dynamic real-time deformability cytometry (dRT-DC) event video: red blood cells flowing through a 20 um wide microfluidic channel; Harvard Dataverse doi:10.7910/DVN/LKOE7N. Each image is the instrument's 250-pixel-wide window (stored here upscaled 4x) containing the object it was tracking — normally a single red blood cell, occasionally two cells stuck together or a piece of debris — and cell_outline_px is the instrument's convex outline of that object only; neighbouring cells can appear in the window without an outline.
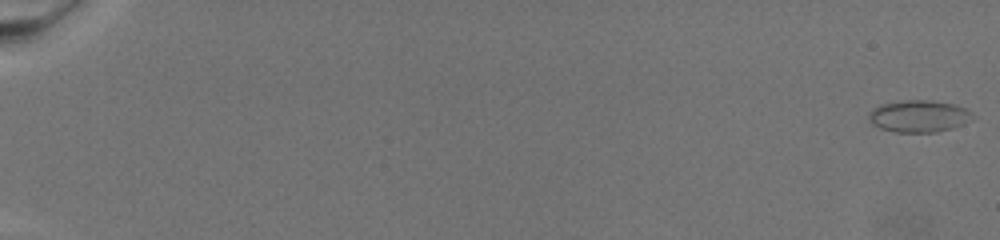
{"species": "common noctule bat (a hibernating species)", "species_latin": "Nyctalus noctula", "temperature_condition": "warm", "stored_images_in_passage": 74, "camera_frame_rate_fps": 3000, "um_per_image_px": 0.085, "animal": {"sex": "female", "body_mass_g": 19.5, "forearm_length_mm": 54.1}, "frame": {"image": 1, "passage_image": 1, "time_ms": 0.0, "image_size_px": [1000, 240], "cell_outline_px": [[976, 116], [972, 120], [952, 128], [936, 132], [896, 132], [880, 128], [872, 124], [868, 120], [868, 112], [880, 104], [904, 100], [932, 100], [952, 104], [964, 108], [972, 112]], "centroid_in_image_um": [78.09, 9.87], "position_along_channel_um": 6.9, "area_um2": 19.48}}
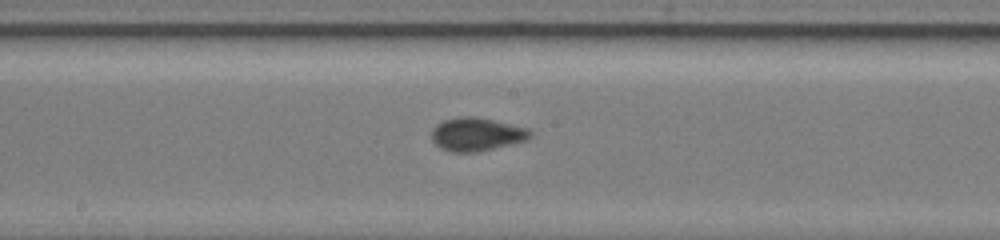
{"frame": {"image": 2, "passage_image": 44, "time_ms": 14.333, "image_size_px": [1000, 240], "cell_outline_px": [[532, 136], [528, 140], [476, 152], [452, 152], [440, 148], [432, 140], [432, 128], [436, 124], [444, 120], [456, 116], [476, 116], [528, 128], [532, 132]], "centroid_in_image_um": [40.5, 11.4], "position_along_channel_um": 207.7, "area_um2": 19.25}}
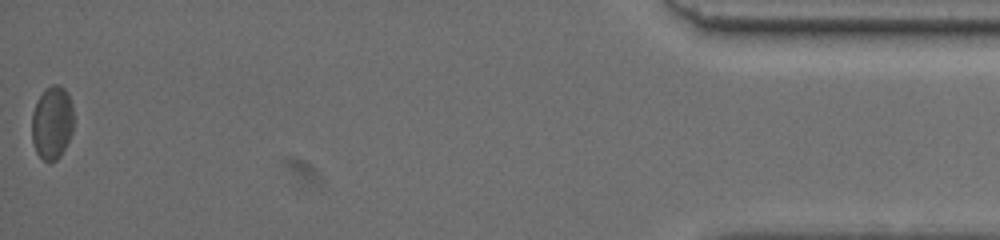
{"frame": {"image": 3, "passage_image": 74, "time_ms": 24.333, "image_size_px": [1000, 240], "cell_outline_px": [[72, 132], [60, 156], [56, 160], [44, 160], [36, 152], [32, 140], [32, 112], [36, 100], [44, 88], [52, 84], [56, 84], [64, 88], [68, 92], [72, 104]], "centroid_in_image_um": [4.41, 10.37], "position_along_channel_um": 430.8, "area_um2": 17.86}}